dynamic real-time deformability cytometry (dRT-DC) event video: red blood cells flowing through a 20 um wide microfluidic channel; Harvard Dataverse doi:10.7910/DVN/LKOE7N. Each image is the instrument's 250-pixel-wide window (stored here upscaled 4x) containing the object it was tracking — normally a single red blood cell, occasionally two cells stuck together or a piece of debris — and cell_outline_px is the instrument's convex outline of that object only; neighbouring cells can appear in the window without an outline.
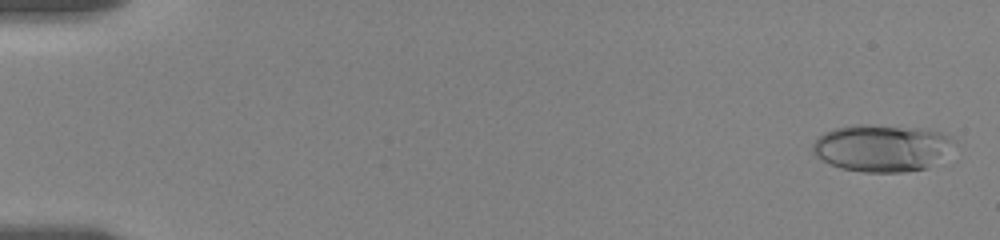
{"species": "human", "species_latin": "Homo sapiens", "temperature_condition": "room temperature", "stored_images_in_passage": 29, "camera_frame_rate_fps": 3000, "um_per_image_px": 0.085, "donor": {"sex": "female"}, "frame": {"image": 1, "passage_image": 2, "time_ms": 0.333, "image_size_px": [1000, 240], "cell_outline_px": [[956, 144], [928, 168], [900, 172], [864, 172], [840, 168], [816, 156], [812, 152], [812, 144], [824, 132], [832, 128], [852, 124], [868, 124], [920, 128], [940, 132], [952, 136]], "centroid_in_image_um": [74.94, 12.56], "position_along_channel_um": 10.1, "area_um2": 38.9}}
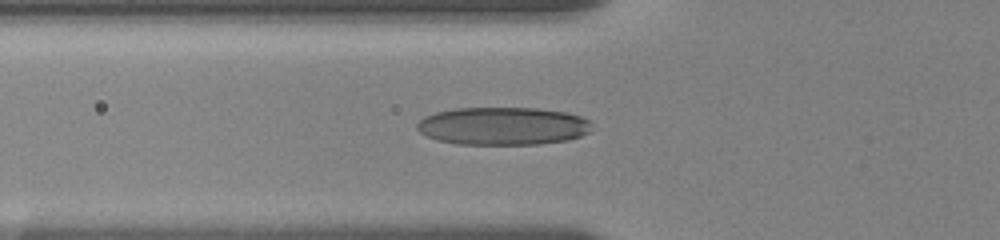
{"frame": {"image": 2, "passage_image": 20, "time_ms": 6.667, "image_size_px": [1000, 240], "cell_outline_px": [[592, 124], [588, 132], [580, 136], [568, 140], [540, 144], [456, 144], [436, 140], [424, 136], [416, 128], [416, 124], [424, 116], [436, 112], [456, 108], [536, 108], [568, 112], [580, 116], [588, 120]], "centroid_in_image_um": [42.71, 10.71], "position_along_channel_um": 83.1, "area_um2": 38.84}}
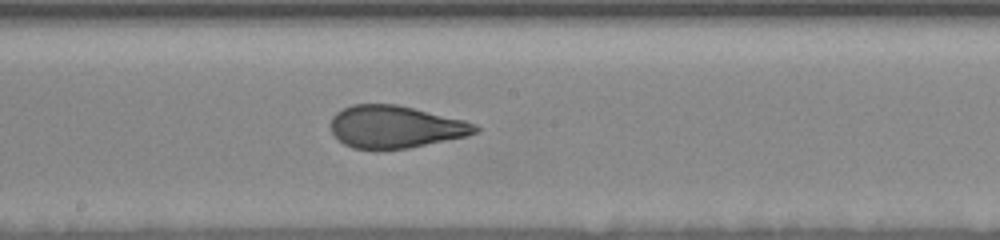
{"frame": {"image": 3, "passage_image": 29, "time_ms": 10.333, "image_size_px": [1000, 240], "cell_outline_px": [[480, 132], [464, 136], [408, 148], [380, 152], [352, 148], [344, 144], [332, 132], [332, 116], [336, 112], [352, 104], [396, 104], [464, 120], [476, 124], [480, 128]], "centroid_in_image_um": [33.58, 10.81], "position_along_channel_um": 214.6, "area_um2": 35.95}}